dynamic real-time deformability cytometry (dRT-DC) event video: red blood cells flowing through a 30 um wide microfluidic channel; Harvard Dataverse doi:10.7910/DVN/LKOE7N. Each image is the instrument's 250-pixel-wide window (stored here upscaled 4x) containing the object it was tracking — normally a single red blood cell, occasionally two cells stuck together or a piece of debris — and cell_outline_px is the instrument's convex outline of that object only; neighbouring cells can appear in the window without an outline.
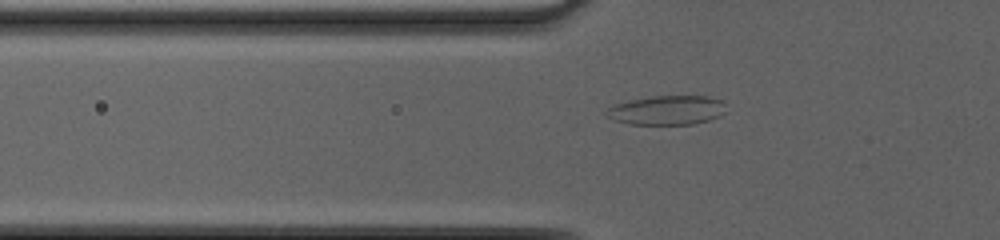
{"species": "common noctule bat (a hibernating species)", "species_latin": "Nyctalus noctula", "temperature_condition": "cold", "stored_images_in_passage": 33, "camera_frame_rate_fps": 3000, "um_per_image_px": 0.085, "animal": {"sex": "female", "body_mass_g": 20.0, "forearm_length_mm": 54.0}, "frame": {"image": 1, "passage_image": 2, "time_ms": 0.333, "image_size_px": [1000, 240], "cell_outline_px": [[724, 112], [720, 116], [708, 120], [692, 124], [628, 124], [616, 120], [608, 116], [604, 112], [608, 108], [616, 104], [628, 100], [652, 96], [708, 96], [724, 100]], "centroid_in_image_um": [56.71, 9.36], "position_along_channel_um": 69.1, "area_um2": 20.35}}
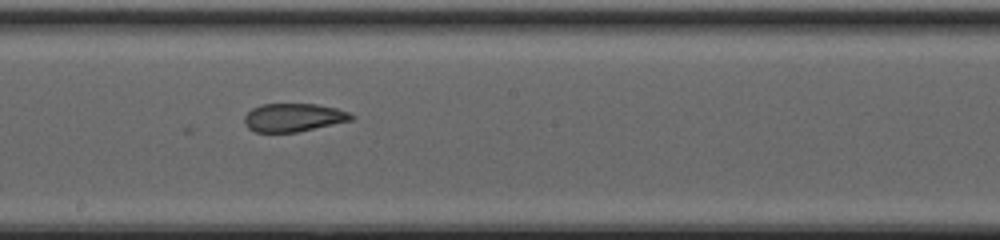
{"frame": {"image": 2, "passage_image": 13, "time_ms": 4.0, "image_size_px": [1000, 240], "cell_outline_px": [[356, 116], [352, 120], [296, 132], [256, 132], [248, 128], [244, 124], [244, 116], [252, 108], [260, 104], [316, 104], [336, 108], [348, 112]], "centroid_in_image_um": [24.92, 9.98], "position_along_channel_um": 223.3, "area_um2": 17.57}}
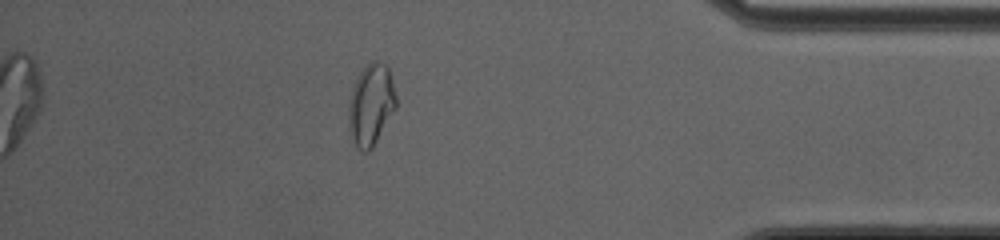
{"frame": {"image": 3, "passage_image": 28, "time_ms": 9.0, "image_size_px": [1000, 240], "cell_outline_px": [[396, 108], [372, 148], [368, 152], [364, 152], [356, 148], [352, 140], [348, 124], [348, 100], [352, 88], [360, 72], [372, 60], [376, 60], [384, 64], [388, 68], [392, 80], [396, 96]], "centroid_in_image_um": [31.51, 8.92], "position_along_channel_um": 403.7, "area_um2": 22.6}, "authors_computed_cell_mechanics": {"area_um2": 19.0162, "velocity_mm_per_s": 4.2354, "shape_relaxation_time_tau1_ms": null, "shape_relaxation_time_tau2_ms": 2.972, "deformation_change_tau1": null, "deformation_change_tau2": 0.0889}}